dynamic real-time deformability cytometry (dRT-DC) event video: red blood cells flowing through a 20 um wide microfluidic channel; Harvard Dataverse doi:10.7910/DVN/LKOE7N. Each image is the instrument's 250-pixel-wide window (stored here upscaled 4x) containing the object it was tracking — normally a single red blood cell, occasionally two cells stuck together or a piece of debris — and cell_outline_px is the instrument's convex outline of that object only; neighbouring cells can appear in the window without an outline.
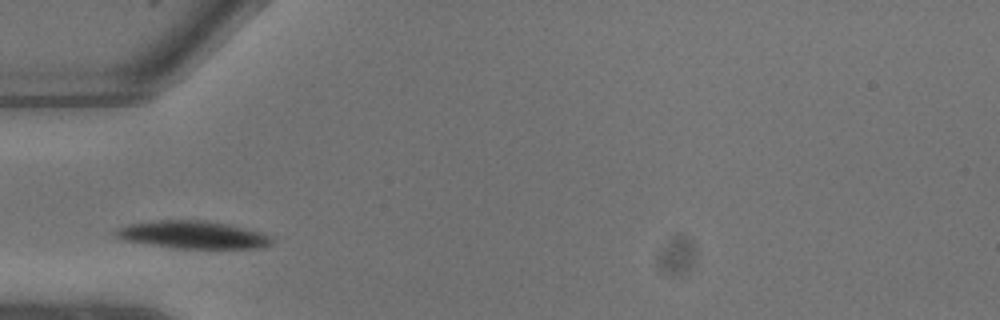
{"species": "common noctule bat (a hibernating species)", "species_latin": "Nyctalus noctula", "temperature_condition": "warm", "stored_images_in_passage": 2, "camera_frame_rate_fps": 3000, "um_per_image_px": 0.085, "animal": {"sex": "male", "body_mass_g": 13.3}, "frame": {"image": 1, "passage_image": 1, "time_ms": 0.0, "image_size_px": [1000, 320], "cell_outline_px": [[272, 244], [260, 248], [172, 248], [124, 240], [116, 236], [112, 232], [128, 224], [160, 220], [204, 220], [264, 232], [272, 240]], "centroid_in_image_um": [16.38, 19.96], "position_along_channel_um": 68.6, "area_um2": 24.91}}